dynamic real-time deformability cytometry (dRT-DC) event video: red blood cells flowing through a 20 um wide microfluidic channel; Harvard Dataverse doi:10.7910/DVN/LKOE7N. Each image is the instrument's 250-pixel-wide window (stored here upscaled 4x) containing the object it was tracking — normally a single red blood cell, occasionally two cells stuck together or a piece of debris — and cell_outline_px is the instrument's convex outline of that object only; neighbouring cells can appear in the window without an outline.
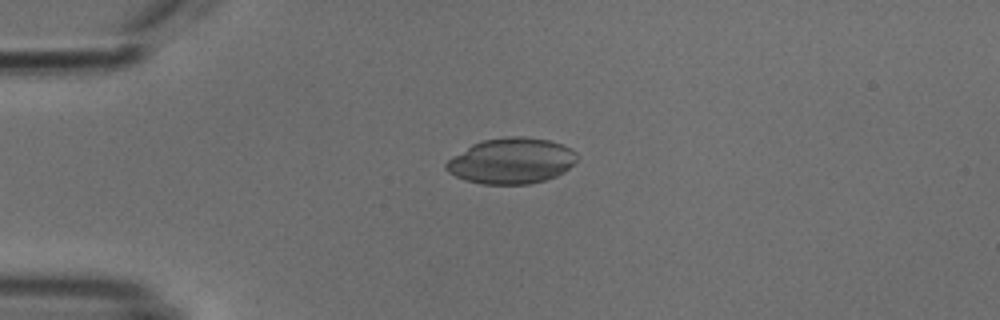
{"species": "common noctule bat (a hibernating species)", "species_latin": "Nyctalus noctula", "temperature_condition": "cold", "stored_images_in_passage": 4, "camera_frame_rate_fps": 3000, "um_per_image_px": 0.085, "animal": {"sex": "male", "body_mass_g": 18.8}, "frame": {"image": 1, "passage_image": 3, "time_ms": 3.333, "image_size_px": [1000, 320], "cell_outline_px": [[580, 156], [564, 172], [556, 176], [544, 180], [528, 184], [484, 184], [464, 180], [448, 172], [444, 168], [444, 164], [452, 156], [472, 144], [484, 140], [508, 136], [524, 136], [548, 140], [572, 148]], "centroid_in_image_um": [43.46, 13.67], "position_along_channel_um": 41.5, "area_um2": 34.97}}